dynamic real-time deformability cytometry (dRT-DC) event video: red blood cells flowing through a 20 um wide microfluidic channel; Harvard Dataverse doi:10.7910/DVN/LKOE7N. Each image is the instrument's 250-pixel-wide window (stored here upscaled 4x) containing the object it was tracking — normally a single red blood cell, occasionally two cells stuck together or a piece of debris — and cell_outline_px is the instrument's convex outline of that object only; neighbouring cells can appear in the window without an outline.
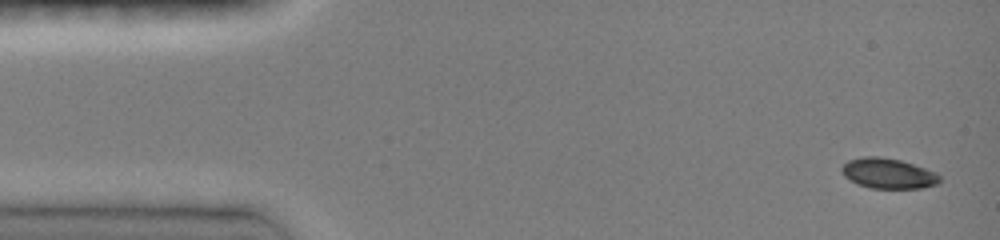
{"species": "common noctule bat (a hibernating species)", "species_latin": "Nyctalus noctula", "temperature_condition": "room temperature", "stored_images_in_passage": 31, "camera_frame_rate_fps": 3000, "um_per_image_px": 0.085, "animal": {"sex": "female", "body_mass_g": 19.0, "forearm_length_mm": 51.5}, "frame": {"image": 1, "passage_image": 1, "time_ms": 0.0, "image_size_px": [1000, 240], "cell_outline_px": [[940, 184], [920, 188], [872, 188], [856, 184], [844, 176], [840, 168], [848, 160], [864, 156], [880, 156], [900, 160], [936, 172], [940, 176]], "centroid_in_image_um": [75.49, 14.74], "position_along_channel_um": 9.5, "area_um2": 17.34}}
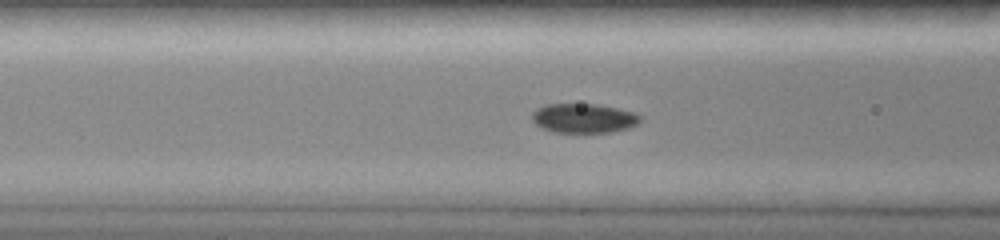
{"frame": {"image": 2, "passage_image": 12, "time_ms": 5.333, "image_size_px": [1000, 240], "cell_outline_px": [[644, 116], [636, 124], [628, 128], [612, 132], [556, 132], [544, 128], [536, 124], [532, 120], [532, 112], [536, 108], [544, 104], [596, 104], [636, 112]], "centroid_in_image_um": [49.63, 10.03], "position_along_channel_um": 117.0, "area_um2": 18.55}}
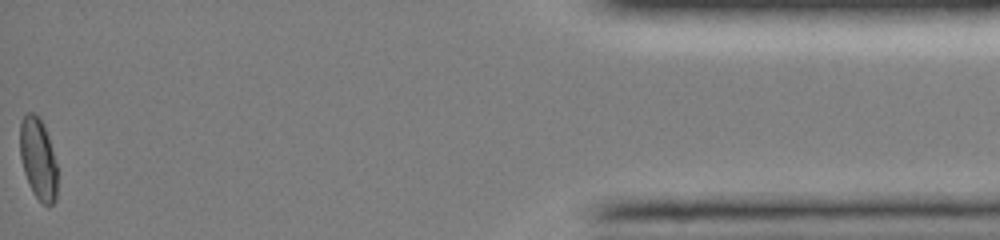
{"frame": {"image": 3, "passage_image": 31, "time_ms": 15.0, "image_size_px": [1000, 240], "cell_outline_px": [[56, 200], [48, 208], [32, 192], [28, 184], [24, 172], [20, 156], [20, 120], [28, 112], [32, 112], [40, 116], [44, 124], [48, 136], [56, 164]], "centroid_in_image_um": [3.23, 13.48], "position_along_channel_um": 432.0, "area_um2": 17.8}, "authors_computed_cell_mechanics": {"area_um2": 17.8602, "velocity_mm_per_s": 4.0926, "shape_relaxation_time_tau1_ms": 2.6013, "shape_relaxation_time_tau2_ms": null, "deformation_change_tau1": 0.0814, "deformation_change_tau2": null}}